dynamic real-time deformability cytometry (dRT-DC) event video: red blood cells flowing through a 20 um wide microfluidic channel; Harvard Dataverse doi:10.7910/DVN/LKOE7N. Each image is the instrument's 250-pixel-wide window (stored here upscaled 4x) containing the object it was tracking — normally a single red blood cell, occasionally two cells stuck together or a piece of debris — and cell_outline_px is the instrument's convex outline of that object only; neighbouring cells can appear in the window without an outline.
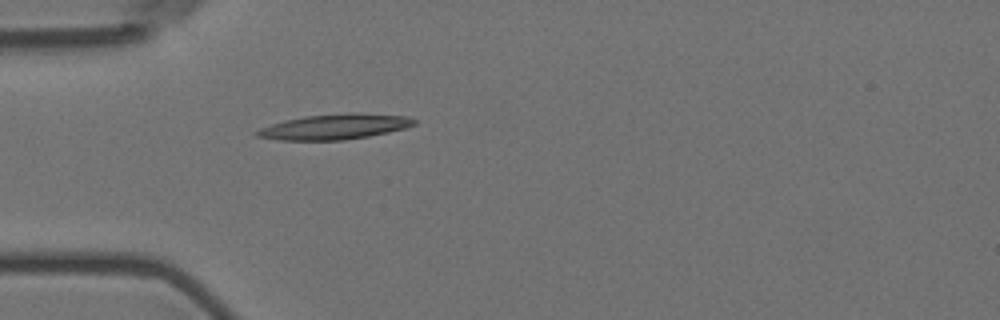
{"species": "Egyptian fruit bat (a non-hibernating species)", "species_latin": "Rousettus aegyptiacus", "temperature_condition": "room temperature", "stored_images_in_passage": 18, "camera_frame_rate_fps": 3000, "um_per_image_px": 0.085, "animal": {"sex": "female"}, "frame": {"image": 1, "passage_image": 1, "time_ms": 0.0, "image_size_px": [1000, 320], "cell_outline_px": [[416, 124], [404, 128], [388, 132], [368, 136], [344, 140], [280, 140], [256, 136], [252, 132], [260, 128], [284, 120], [304, 116], [352, 112], [360, 112], [408, 116], [416, 120]], "centroid_in_image_um": [28.45, 10.76], "position_along_channel_um": 56.6, "area_um2": 23.35}}
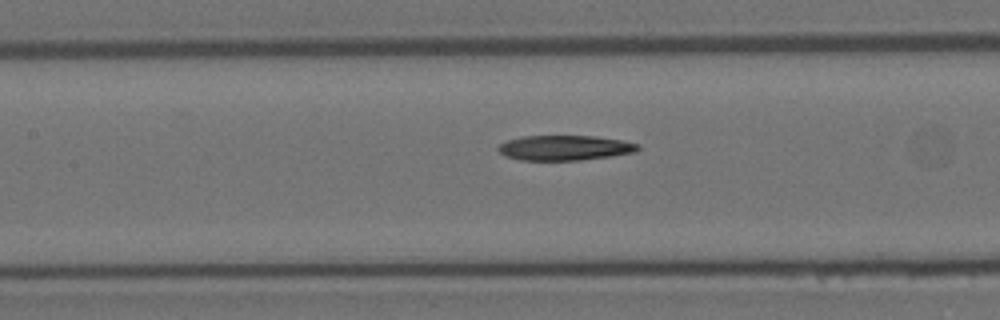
{"frame": {"image": 2, "passage_image": 10, "time_ms": 3.0, "image_size_px": [1000, 320], "cell_outline_px": [[640, 148], [636, 152], [612, 156], [580, 160], [520, 160], [504, 156], [496, 148], [500, 144], [508, 140], [524, 136], [596, 136], [620, 140], [640, 144]], "centroid_in_image_um": [48.01, 12.57], "position_along_channel_um": 159.4, "area_um2": 20.4}}
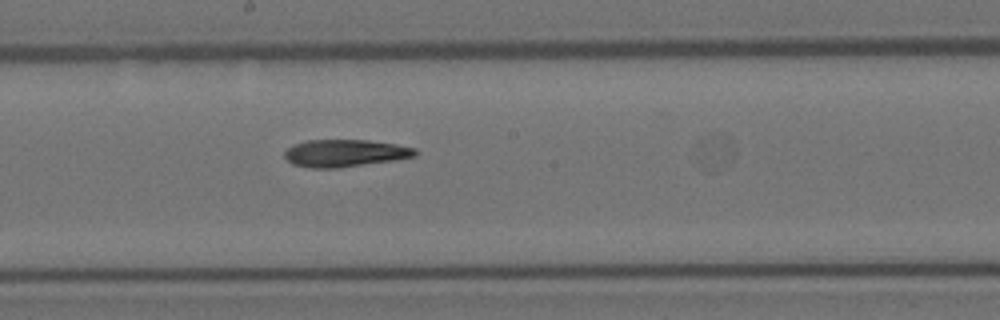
{"frame": {"image": 3, "passage_image": 15, "time_ms": 4.667, "image_size_px": [1000, 320], "cell_outline_px": [[416, 156], [396, 160], [336, 168], [312, 168], [292, 164], [284, 156], [284, 152], [288, 148], [304, 140], [368, 140], [396, 144], [416, 148]], "centroid_in_image_um": [29.33, 13.02], "position_along_channel_um": 218.9, "area_um2": 20.75}}